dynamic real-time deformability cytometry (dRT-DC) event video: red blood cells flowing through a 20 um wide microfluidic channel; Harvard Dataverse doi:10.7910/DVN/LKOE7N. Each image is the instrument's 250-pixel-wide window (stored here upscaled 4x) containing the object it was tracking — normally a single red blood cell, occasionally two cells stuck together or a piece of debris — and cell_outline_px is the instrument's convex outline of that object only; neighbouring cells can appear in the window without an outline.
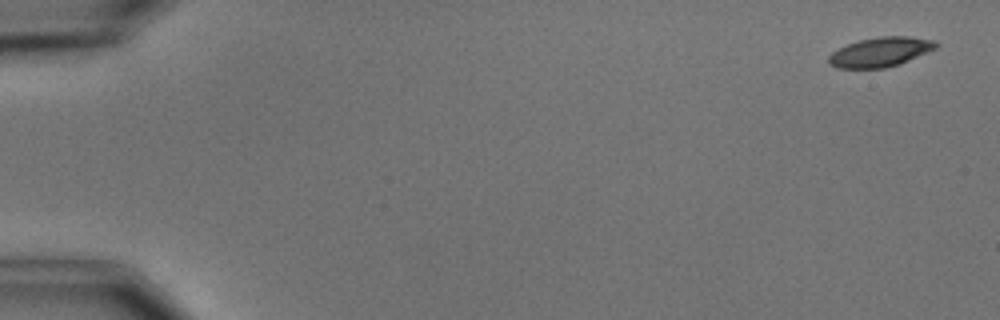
{"species": "common noctule bat (a hibernating species)", "species_latin": "Nyctalus noctula", "temperature_condition": "cold", "stored_images_in_passage": 6, "camera_frame_rate_fps": 3000, "um_per_image_px": 0.085, "animal": {"sex": "male", "body_mass_g": 15.6}, "frame": {"image": 1, "passage_image": 1, "time_ms": 0.0, "image_size_px": [1000, 320], "cell_outline_px": [[940, 44], [936, 48], [900, 64], [884, 68], [836, 68], [828, 64], [828, 56], [832, 52], [848, 44], [860, 40], [880, 36], [908, 36], [936, 40]], "centroid_in_image_um": [74.84, 4.42], "position_along_channel_um": 10.2, "area_um2": 18.5}}
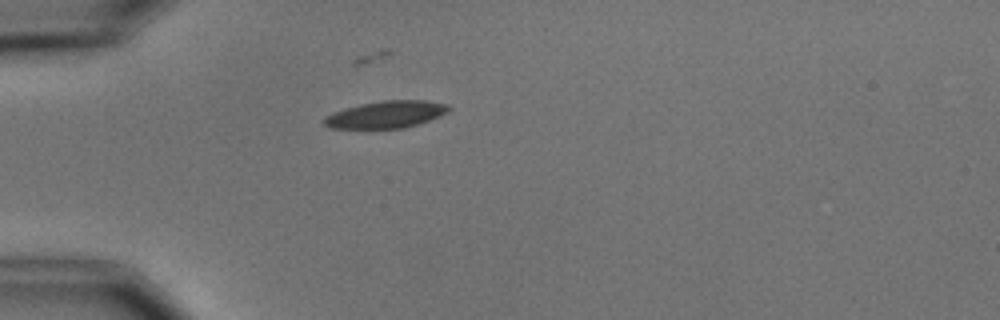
{"frame": {"image": 2, "passage_image": 5, "time_ms": 4.667, "image_size_px": [1000, 320], "cell_outline_px": [[452, 108], [448, 112], [440, 116], [404, 128], [328, 128], [324, 124], [324, 116], [332, 112], [344, 108], [360, 104], [380, 100], [424, 100], [448, 104]], "centroid_in_image_um": [32.8, 9.72], "position_along_channel_um": 52.2, "area_um2": 19.77}}